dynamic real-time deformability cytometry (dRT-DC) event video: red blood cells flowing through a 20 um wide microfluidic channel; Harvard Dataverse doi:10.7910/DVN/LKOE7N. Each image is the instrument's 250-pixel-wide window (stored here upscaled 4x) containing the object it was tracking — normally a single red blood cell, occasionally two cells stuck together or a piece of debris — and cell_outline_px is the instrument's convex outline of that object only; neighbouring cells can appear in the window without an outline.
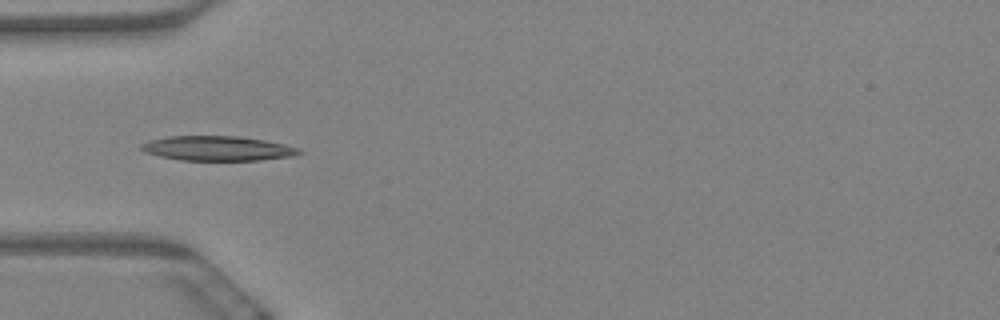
{"species": "Egyptian fruit bat (a non-hibernating species)", "species_latin": "Rousettus aegyptiacus", "temperature_condition": "warm", "stored_images_in_passage": 6, "camera_frame_rate_fps": 3000, "um_per_image_px": 0.085, "animal": {"sex": "female"}, "frame": {"image": 1, "passage_image": 5, "time_ms": 1.333, "image_size_px": [1000, 320], "cell_outline_px": [[304, 152], [292, 156], [260, 160], [180, 160], [160, 156], [144, 152], [140, 148], [140, 144], [152, 140], [168, 136], [240, 136], [264, 140], [284, 144], [300, 148]], "centroid_in_image_um": [18.51, 12.61], "position_along_channel_um": 66.5, "area_um2": 22.66}}
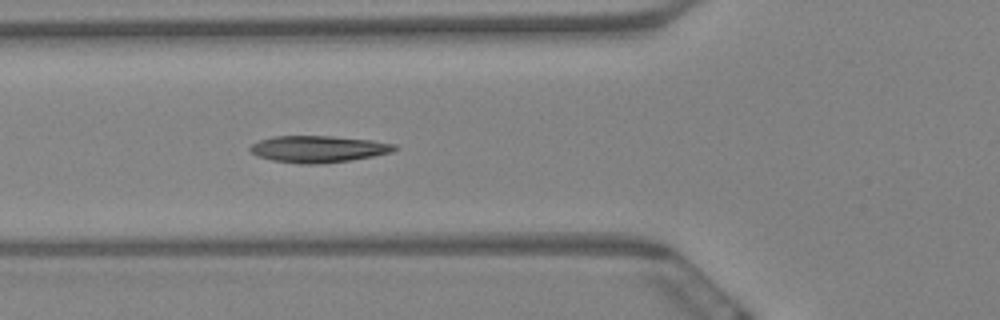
{"frame": {"image": 2, "passage_image": 6, "time_ms": 1.667, "image_size_px": [1000, 320], "cell_outline_px": [[400, 148], [392, 152], [372, 156], [348, 160], [316, 164], [300, 164], [272, 160], [256, 156], [248, 148], [252, 144], [260, 140], [272, 136], [332, 136], [372, 140], [396, 144]], "centroid_in_image_um": [27.06, 12.66], "position_along_channel_um": 98.7, "area_um2": 22.48}}